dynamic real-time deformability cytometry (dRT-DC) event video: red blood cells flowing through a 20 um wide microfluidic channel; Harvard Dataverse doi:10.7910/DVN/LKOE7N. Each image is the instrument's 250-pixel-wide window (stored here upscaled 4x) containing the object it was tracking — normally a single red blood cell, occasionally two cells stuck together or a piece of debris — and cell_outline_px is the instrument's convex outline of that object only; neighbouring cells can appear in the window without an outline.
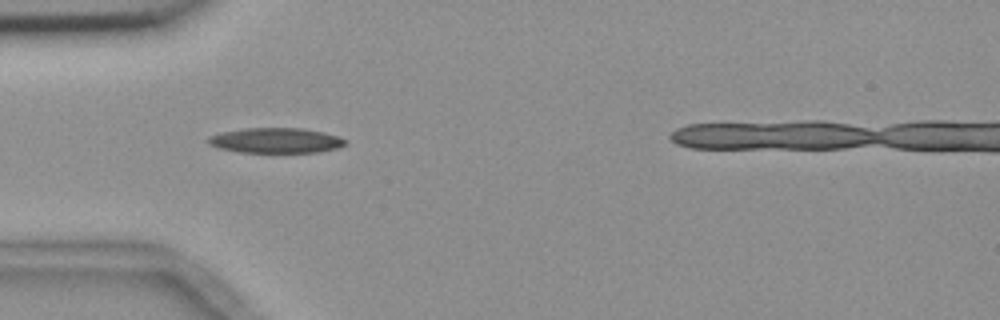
{"species": "common noctule bat (a hibernating species)", "species_latin": "Nyctalus noctula", "temperature_condition": "room temperature", "stored_images_in_passage": 8, "camera_frame_rate_fps": 3000, "um_per_image_px": 0.085, "animal": {"sex": "female", "body_mass_g": 18.4}, "frame": {"image": 1, "passage_image": 1, "time_ms": 0.0, "image_size_px": [1000, 320], "cell_outline_px": [[348, 144], [336, 148], [316, 152], [240, 152], [220, 148], [208, 144], [208, 136], [220, 132], [244, 128], [304, 128], [324, 132], [340, 136], [348, 140]], "centroid_in_image_um": [23.48, 11.93], "position_along_channel_um": 61.5, "area_um2": 20.23}}
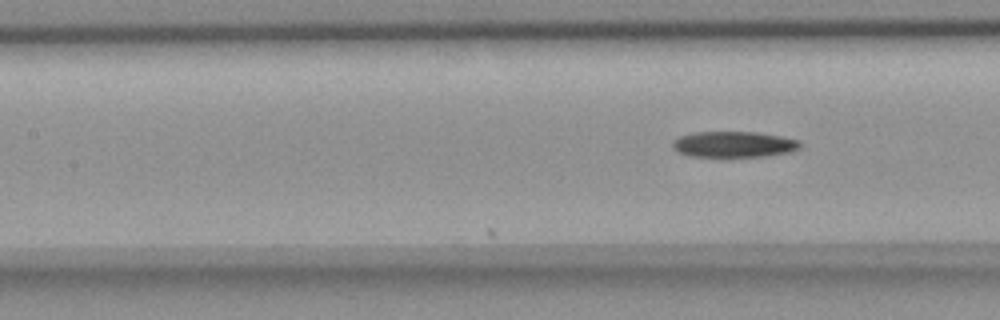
{"frame": {"image": 2, "passage_image": 8, "time_ms": 2.333, "image_size_px": [1000, 320], "cell_outline_px": [[800, 148], [788, 152], [764, 156], [728, 160], [688, 156], [672, 148], [672, 140], [680, 136], [692, 132], [756, 132], [780, 136], [800, 140]], "centroid_in_image_um": [62.31, 12.32], "position_along_channel_um": 145.1, "area_um2": 20.23}}